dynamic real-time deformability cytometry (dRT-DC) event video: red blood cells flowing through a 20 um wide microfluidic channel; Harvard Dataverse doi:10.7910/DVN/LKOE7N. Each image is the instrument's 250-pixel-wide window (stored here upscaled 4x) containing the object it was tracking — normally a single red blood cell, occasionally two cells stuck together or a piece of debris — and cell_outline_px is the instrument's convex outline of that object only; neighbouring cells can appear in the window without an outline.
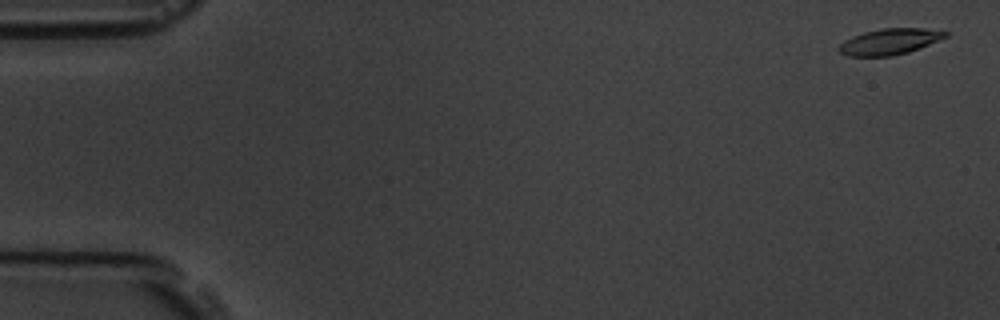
{"species": "common noctule bat (a hibernating species)", "species_latin": "Nyctalus noctula", "temperature_condition": "room temperature", "stored_images_in_passage": 9, "camera_frame_rate_fps": 3000, "um_per_image_px": 0.085, "animal": {"sex": "male", "body_mass_g": 19.5, "forearm_length_mm": 54.6}, "frame": {"image": 1, "passage_image": 1, "time_ms": 0.0, "image_size_px": [1000, 320], "cell_outline_px": [[948, 36], [920, 48], [908, 52], [892, 56], [848, 56], [840, 52], [836, 48], [844, 40], [852, 36], [864, 32], [884, 28], [924, 28], [948, 32]], "centroid_in_image_um": [75.6, 3.54], "position_along_channel_um": 9.4, "area_um2": 16.13}}
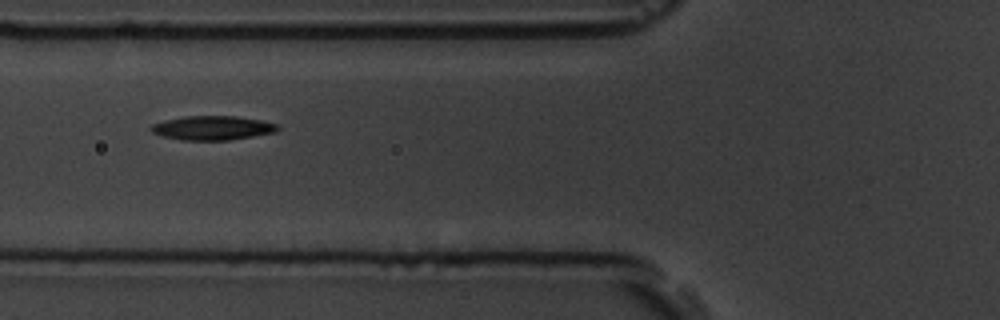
{"frame": {"image": 2, "passage_image": 7, "time_ms": 6.667, "image_size_px": [1000, 320], "cell_outline_px": [[280, 128], [276, 132], [228, 140], [180, 140], [164, 136], [152, 132], [148, 128], [152, 124], [164, 120], [184, 116], [236, 116], [260, 120], [276, 124]], "centroid_in_image_um": [18.03, 10.87], "position_along_channel_um": 107.8, "area_um2": 17.74}}
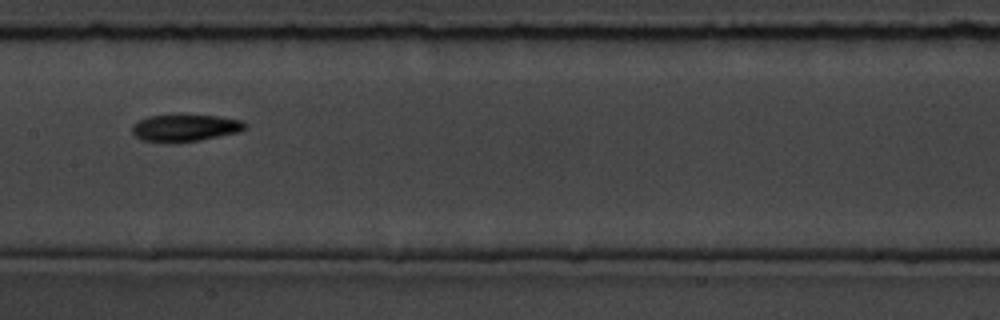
{"frame": {"image": 3, "passage_image": 9, "time_ms": 9.0, "image_size_px": [1000, 320], "cell_outline_px": [[248, 124], [240, 132], [200, 140], [140, 140], [132, 132], [132, 124], [148, 116], [216, 116], [240, 120]], "centroid_in_image_um": [15.76, 10.85], "position_along_channel_um": 191.6, "area_um2": 16.88}}